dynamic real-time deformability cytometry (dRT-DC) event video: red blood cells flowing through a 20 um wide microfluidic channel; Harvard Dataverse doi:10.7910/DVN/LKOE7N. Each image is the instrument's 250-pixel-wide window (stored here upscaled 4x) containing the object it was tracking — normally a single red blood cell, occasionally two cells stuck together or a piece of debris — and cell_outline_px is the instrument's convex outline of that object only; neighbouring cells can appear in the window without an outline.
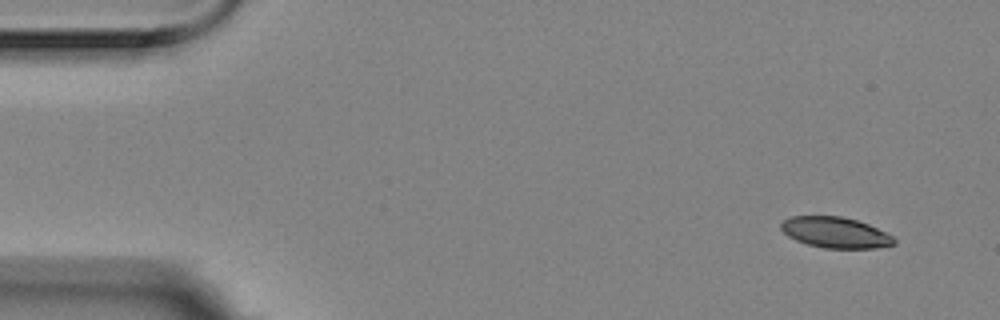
{"species": "Egyptian fruit bat (a non-hibernating species)", "species_latin": "Rousettus aegyptiacus", "temperature_condition": "room temperature", "stored_images_in_passage": 5, "camera_frame_rate_fps": 3000, "um_per_image_px": 0.085, "animal": {"sex": "female"}, "frame": {"image": 1, "passage_image": 1, "time_ms": 0.0, "image_size_px": [1000, 320], "cell_outline_px": [[896, 244], [876, 248], [824, 248], [808, 244], [796, 240], [788, 236], [780, 228], [780, 224], [784, 220], [792, 216], [840, 216], [856, 220], [868, 224], [892, 236], [896, 240]], "centroid_in_image_um": [71.0, 19.76], "position_along_channel_um": 14.0, "area_um2": 20.17}}
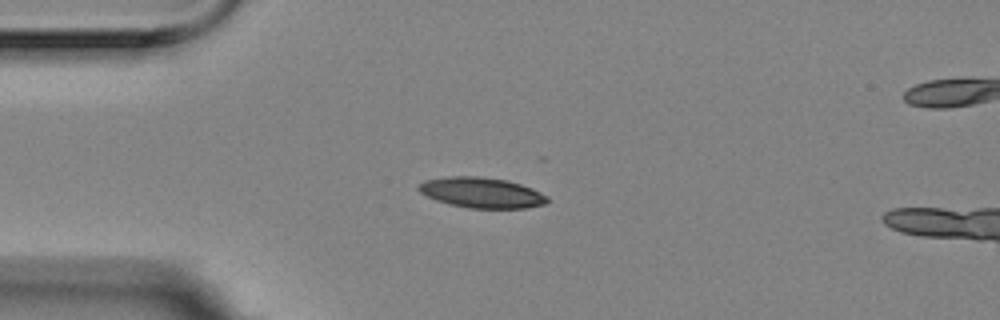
{"frame": {"image": 2, "passage_image": 4, "time_ms": 1.0, "image_size_px": [1000, 320], "cell_outline_px": [[548, 200], [544, 204], [528, 208], [468, 208], [448, 204], [436, 200], [420, 192], [416, 188], [424, 180], [448, 176], [480, 176], [508, 180], [532, 188], [548, 196]], "centroid_in_image_um": [40.93, 16.37], "position_along_channel_um": 44.1, "area_um2": 22.95}}